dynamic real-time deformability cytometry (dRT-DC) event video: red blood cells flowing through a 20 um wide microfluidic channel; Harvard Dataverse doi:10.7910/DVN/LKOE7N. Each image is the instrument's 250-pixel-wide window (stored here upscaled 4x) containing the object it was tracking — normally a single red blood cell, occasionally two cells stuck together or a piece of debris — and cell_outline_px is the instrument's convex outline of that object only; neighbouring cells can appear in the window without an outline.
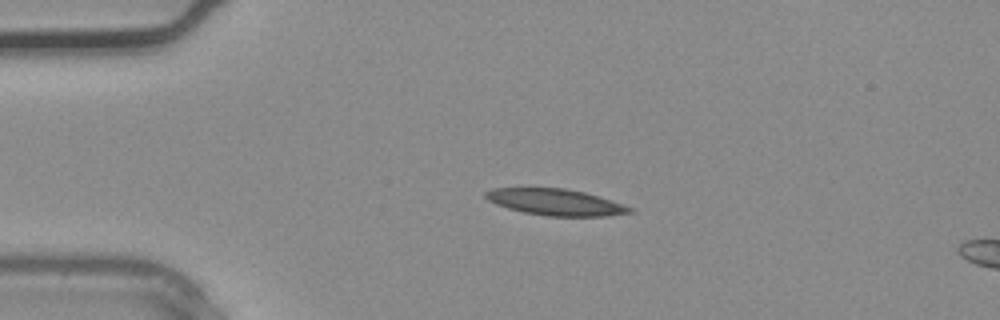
{"species": "common noctule bat (a hibernating species)", "species_latin": "Nyctalus noctula", "temperature_condition": "warm", "stored_images_in_passage": 1, "camera_frame_rate_fps": 3000, "um_per_image_px": 0.085, "animal": {"sex": "male", "body_mass_g": 20.4}, "frame": {"image": 1, "passage_image": 1, "time_ms": 0.0, "image_size_px": [1000, 320], "cell_outline_px": [[636, 212], [608, 216], [544, 216], [524, 212], [508, 208], [496, 204], [488, 200], [484, 196], [484, 192], [492, 188], [564, 188], [584, 192], [636, 208]], "centroid_in_image_um": [47.25, 17.19], "position_along_channel_um": 37.7, "area_um2": 22.25}}